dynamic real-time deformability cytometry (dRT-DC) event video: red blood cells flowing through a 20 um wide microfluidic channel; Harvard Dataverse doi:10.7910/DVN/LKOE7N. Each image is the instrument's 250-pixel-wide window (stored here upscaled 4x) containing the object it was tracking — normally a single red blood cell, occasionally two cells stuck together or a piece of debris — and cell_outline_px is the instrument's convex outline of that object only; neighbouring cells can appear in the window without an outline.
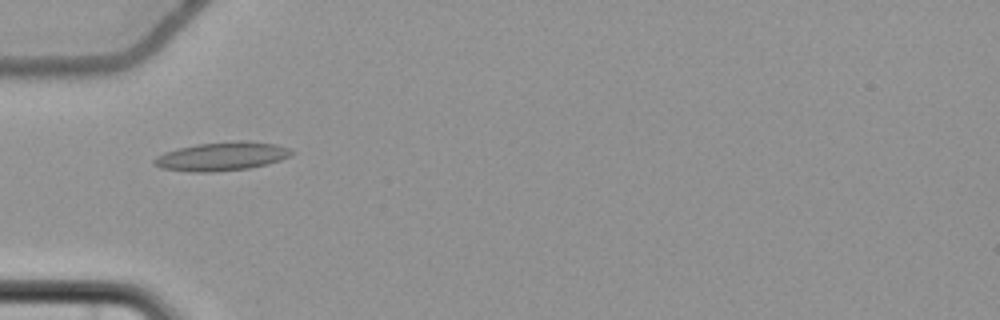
{"species": "common noctule bat (a hibernating species)", "species_latin": "Nyctalus noctula", "temperature_condition": "cold", "stored_images_in_passage": 2, "camera_frame_rate_fps": 3000, "um_per_image_px": 0.085, "animal": {"sex": "female", "body_mass_g": 22.7, "forearm_length_mm": 54.2}, "frame": {"image": 1, "passage_image": 2, "time_ms": 1.333, "image_size_px": [1000, 320], "cell_outline_px": [[296, 152], [292, 156], [268, 164], [248, 168], [208, 172], [188, 172], [160, 168], [152, 164], [152, 160], [156, 156], [164, 152], [196, 144], [240, 140], [248, 140], [276, 144], [288, 148]], "centroid_in_image_um": [18.85, 13.28], "position_along_channel_um": 66.1, "area_um2": 23.18}}